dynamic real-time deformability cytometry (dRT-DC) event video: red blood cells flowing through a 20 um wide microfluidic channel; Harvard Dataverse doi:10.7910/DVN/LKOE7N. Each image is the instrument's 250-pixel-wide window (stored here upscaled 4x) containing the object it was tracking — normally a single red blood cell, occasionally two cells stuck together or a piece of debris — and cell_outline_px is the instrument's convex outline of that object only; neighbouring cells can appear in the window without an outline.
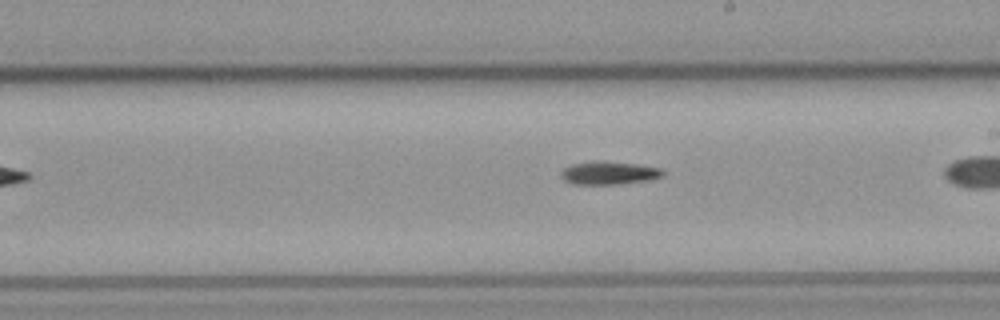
{"species": "common noctule bat (a hibernating species)", "species_latin": "Nyctalus noctula", "temperature_condition": "cold", "stored_images_in_passage": 27, "camera_frame_rate_fps": 3000, "um_per_image_px": 0.085, "animal": {"sex": "male", "body_mass_g": 23.1, "forearm_length_mm": 52.7}, "frame": {"image": 1, "passage_image": 16, "time_ms": 5.0, "image_size_px": [1000, 320], "cell_outline_px": [[664, 176], [648, 180], [616, 184], [572, 184], [564, 180], [560, 176], [560, 172], [564, 168], [572, 164], [592, 160], [604, 160], [636, 164], [660, 168], [664, 172]], "centroid_in_image_um": [51.72, 14.68], "position_along_channel_um": 237.3, "area_um2": 13.87}}